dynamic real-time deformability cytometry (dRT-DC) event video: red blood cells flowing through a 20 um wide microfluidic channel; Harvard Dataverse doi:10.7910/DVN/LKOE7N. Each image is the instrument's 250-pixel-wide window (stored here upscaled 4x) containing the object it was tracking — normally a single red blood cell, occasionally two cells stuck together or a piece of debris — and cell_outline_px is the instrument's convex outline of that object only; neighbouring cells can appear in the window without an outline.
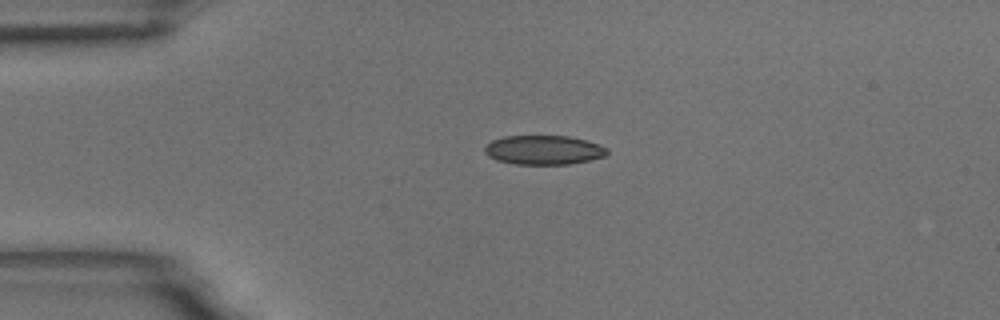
{"species": "common noctule bat (a hibernating species)", "species_latin": "Nyctalus noctula", "temperature_condition": "room temperature", "stored_images_in_passage": 44, "camera_frame_rate_fps": 3000, "um_per_image_px": 0.085, "animal": {"sex": "male", "body_mass_g": 18.8}, "frame": {"image": 1, "passage_image": 1, "time_ms": 0.0, "image_size_px": [1000, 320], "cell_outline_px": [[608, 152], [604, 156], [588, 160], [568, 164], [516, 164], [496, 160], [488, 156], [484, 152], [484, 148], [492, 140], [504, 136], [568, 136], [588, 140], [608, 148]], "centroid_in_image_um": [46.2, 12.74], "position_along_channel_um": 38.8, "area_um2": 20.81}}
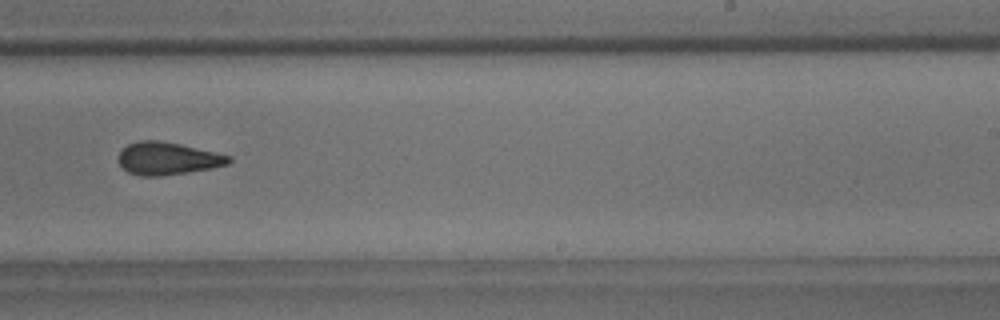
{"frame": {"image": 2, "passage_image": 23, "time_ms": 7.333, "image_size_px": [1000, 320], "cell_outline_px": [[232, 160], [228, 164], [212, 168], [164, 176], [140, 176], [128, 172], [120, 164], [120, 152], [128, 144], [140, 140], [160, 140], [180, 144], [232, 156]], "centroid_in_image_um": [14.27, 13.47], "position_along_channel_um": 274.7, "area_um2": 20.87}}
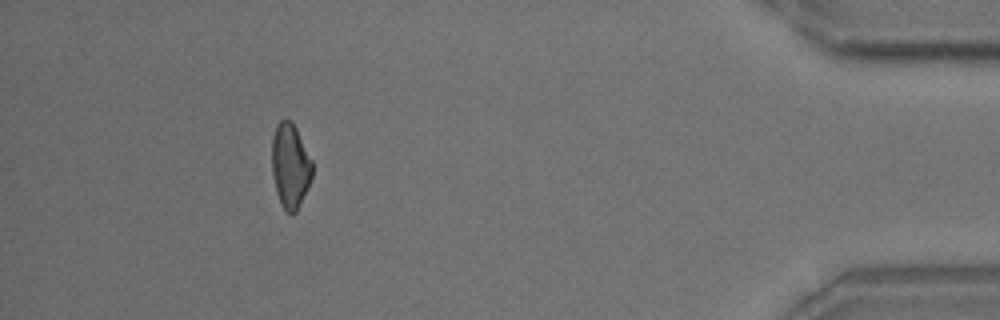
{"frame": {"image": 3, "passage_image": 39, "time_ms": 12.667, "image_size_px": [1000, 320], "cell_outline_px": [[312, 176], [296, 212], [292, 216], [280, 204], [276, 192], [272, 172], [272, 136], [276, 124], [280, 120], [292, 120], [312, 160]], "centroid_in_image_um": [24.65, 14.07], "position_along_channel_um": 410.5, "area_um2": 19.88}, "authors_computed_cell_mechanics": {"area_um2": 20.9814, "velocity_mm_per_s": 3.61, "shape_relaxation_time_tau1_ms": 8.3838, "shape_relaxation_time_tau2_ms": 2.8308, "deformation_change_tau1": 0.1558, "deformation_change_tau2": 0.0885}}